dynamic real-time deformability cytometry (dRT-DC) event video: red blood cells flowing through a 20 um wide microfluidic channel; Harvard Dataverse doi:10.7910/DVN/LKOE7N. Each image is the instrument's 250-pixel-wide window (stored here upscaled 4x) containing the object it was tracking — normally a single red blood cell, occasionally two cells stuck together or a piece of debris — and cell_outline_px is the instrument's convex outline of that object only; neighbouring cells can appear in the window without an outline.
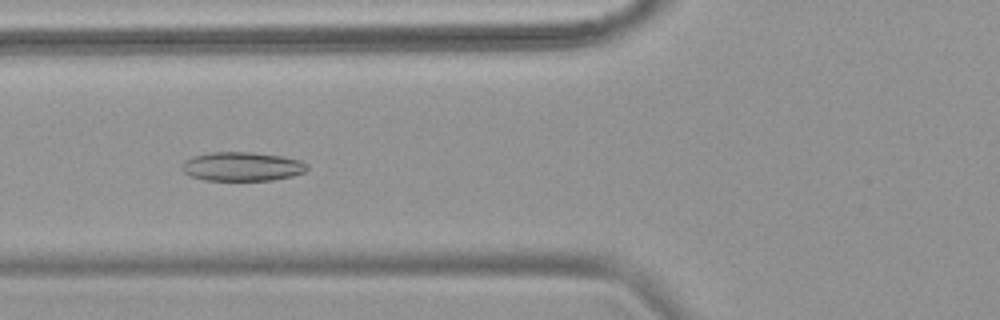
{"species": "common noctule bat (a hibernating species)", "species_latin": "Nyctalus noctula", "temperature_condition": "warm", "stored_images_in_passage": 9, "camera_frame_rate_fps": 3000, "um_per_image_px": 0.085, "animal": {"sex": "female", "body_mass_g": 18.4}, "frame": {"image": 1, "passage_image": 6, "time_ms": 1.667, "image_size_px": [1000, 320], "cell_outline_px": [[308, 168], [304, 172], [292, 176], [272, 180], [204, 180], [192, 176], [184, 172], [180, 168], [184, 160], [192, 156], [212, 152], [252, 152], [280, 156], [300, 160], [308, 164]], "centroid_in_image_um": [20.56, 14.15], "position_along_channel_um": 105.2, "area_um2": 21.15}}